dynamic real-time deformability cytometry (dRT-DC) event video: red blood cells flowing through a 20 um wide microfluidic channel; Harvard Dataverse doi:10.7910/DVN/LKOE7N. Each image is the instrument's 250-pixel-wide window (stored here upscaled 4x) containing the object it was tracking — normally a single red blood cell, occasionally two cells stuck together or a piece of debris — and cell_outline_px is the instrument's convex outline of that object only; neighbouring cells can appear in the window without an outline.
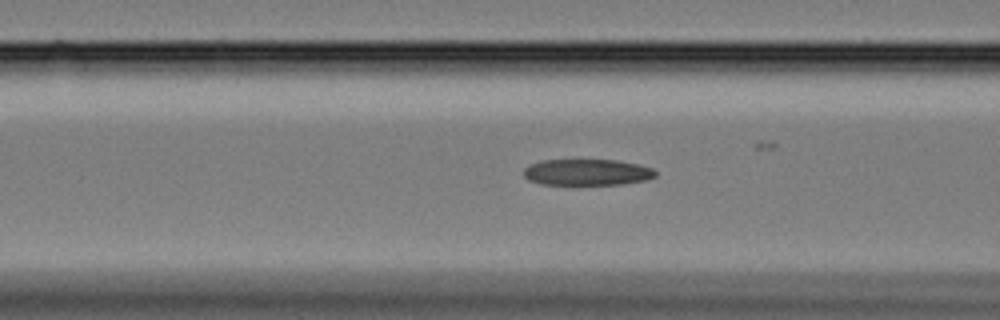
{"species": "Egyptian fruit bat (a non-hibernating species)", "species_latin": "Rousettus aegyptiacus", "temperature_condition": "cold", "stored_images_in_passage": 7, "camera_frame_rate_fps": 3000, "um_per_image_px": 0.085, "animal": {"sex": "female"}, "frame": {"image": 1, "passage_image": 5, "time_ms": 1.333, "image_size_px": [1000, 320], "cell_outline_px": [[656, 176], [644, 180], [624, 184], [540, 184], [528, 180], [524, 176], [524, 168], [532, 164], [544, 160], [616, 160], [636, 164], [652, 168], [656, 172]], "centroid_in_image_um": [49.89, 14.64], "position_along_channel_um": 116.7, "area_um2": 19.94}}